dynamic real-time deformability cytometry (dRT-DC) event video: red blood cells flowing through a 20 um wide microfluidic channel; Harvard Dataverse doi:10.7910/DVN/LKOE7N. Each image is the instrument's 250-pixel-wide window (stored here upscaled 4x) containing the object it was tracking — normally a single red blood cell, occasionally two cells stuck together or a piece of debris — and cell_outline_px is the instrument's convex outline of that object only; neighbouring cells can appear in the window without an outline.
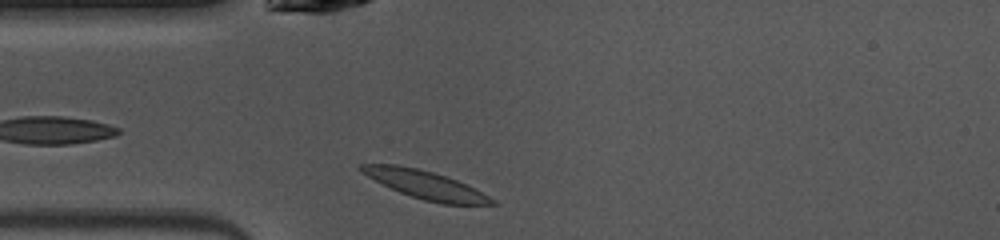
{"species": "common noctule bat (a hibernating species)", "species_latin": "Nyctalus noctula", "temperature_condition": "warm", "stored_images_in_passage": 29, "camera_frame_rate_fps": 3000, "um_per_image_px": 0.085, "animal": {"sex": "female", "body_mass_g": 10.0, "forearm_length_mm": 53.1}, "frame": {"image": 1, "passage_image": 1, "time_ms": 0.0, "image_size_px": [1000, 240], "cell_outline_px": [[500, 204], [444, 204], [424, 200], [400, 192], [360, 172], [360, 164], [396, 164], [416, 168], [432, 172], [456, 180], [496, 200]], "centroid_in_image_um": [36.15, 15.7], "position_along_channel_um": 48.8, "area_um2": 20.75}}
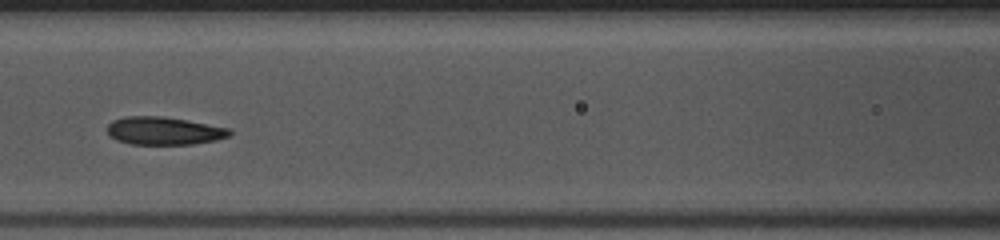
{"frame": {"image": 2, "passage_image": 9, "time_ms": 2.667, "image_size_px": [1000, 240], "cell_outline_px": [[232, 132], [228, 136], [216, 140], [192, 144], [132, 144], [116, 140], [108, 136], [108, 124], [112, 120], [128, 116], [164, 116], [232, 128]], "centroid_in_image_um": [13.94, 11.11], "position_along_channel_um": 152.7, "area_um2": 20.0}}
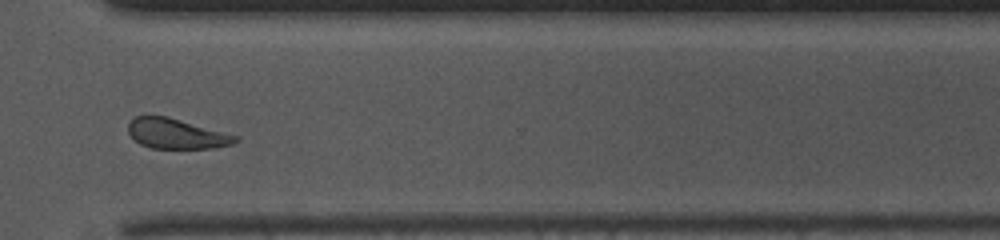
{"frame": {"image": 3, "passage_image": 24, "time_ms": 7.667, "image_size_px": [1000, 240], "cell_outline_px": [[240, 140], [232, 144], [212, 148], [152, 148], [140, 144], [128, 132], [128, 124], [136, 116], [168, 116], [240, 136]], "centroid_in_image_um": [15.04, 11.36], "position_along_channel_um": 355.6, "area_um2": 18.79}, "authors_computed_cell_mechanics": {"area_um2": 20.23, "velocity_mm_per_s": 4.0621, "shape_relaxation_time_tau1_ms": 3.8089, "shape_relaxation_time_tau2_ms": 2.7022, "deformation_change_tau1": 0.1308, "deformation_change_tau2": 0.0999}}